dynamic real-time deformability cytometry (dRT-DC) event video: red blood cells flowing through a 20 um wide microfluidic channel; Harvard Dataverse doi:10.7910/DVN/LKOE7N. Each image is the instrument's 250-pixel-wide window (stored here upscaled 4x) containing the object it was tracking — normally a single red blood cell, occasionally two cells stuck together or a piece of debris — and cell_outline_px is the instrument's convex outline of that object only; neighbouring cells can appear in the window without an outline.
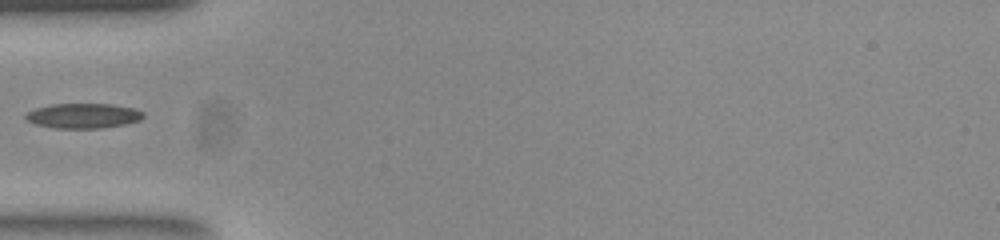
{"species": "common noctule bat (a hibernating species)", "species_latin": "Nyctalus noctula", "temperature_condition": "room temperature", "stored_images_in_passage": 35, "camera_frame_rate_fps": 3000, "um_per_image_px": 0.085, "animal": {"sex": "female", "body_mass_g": 23.0, "forearm_length_mm": 53.4}, "frame": {"image": 1, "passage_image": 1, "time_ms": 0.0, "image_size_px": [1000, 240], "cell_outline_px": [[144, 116], [140, 120], [124, 124], [100, 128], [56, 128], [36, 124], [28, 120], [24, 116], [28, 112], [36, 108], [52, 104], [112, 104], [132, 108], [144, 112]], "centroid_in_image_um": [7.09, 9.84], "position_along_channel_um": 77.9, "area_um2": 16.88}}